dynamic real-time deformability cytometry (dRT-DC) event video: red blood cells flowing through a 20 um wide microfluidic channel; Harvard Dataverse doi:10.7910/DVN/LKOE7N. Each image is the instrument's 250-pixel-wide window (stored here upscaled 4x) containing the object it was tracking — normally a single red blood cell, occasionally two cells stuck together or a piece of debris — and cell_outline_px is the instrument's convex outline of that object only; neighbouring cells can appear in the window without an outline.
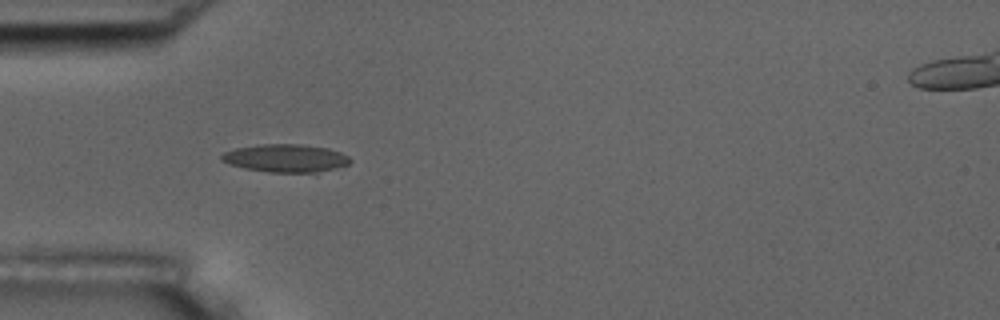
{"species": "common noctule bat (a hibernating species)", "species_latin": "Nyctalus noctula", "temperature_condition": "room temperature", "stored_images_in_passage": 38, "camera_frame_rate_fps": 3000, "um_per_image_px": 0.085, "animal": {"sex": "male", "body_mass_g": 17.5, "forearm_length_mm": 52.3}, "frame": {"image": 1, "passage_image": 6, "time_ms": 1.667, "image_size_px": [1000, 320], "cell_outline_px": [[352, 160], [348, 164], [336, 168], [316, 172], [268, 172], [244, 168], [220, 160], [220, 156], [224, 152], [236, 148], [260, 144], [300, 144], [328, 148], [340, 152], [348, 156]], "centroid_in_image_um": [24.28, 13.44], "position_along_channel_um": 60.7, "area_um2": 20.81}}
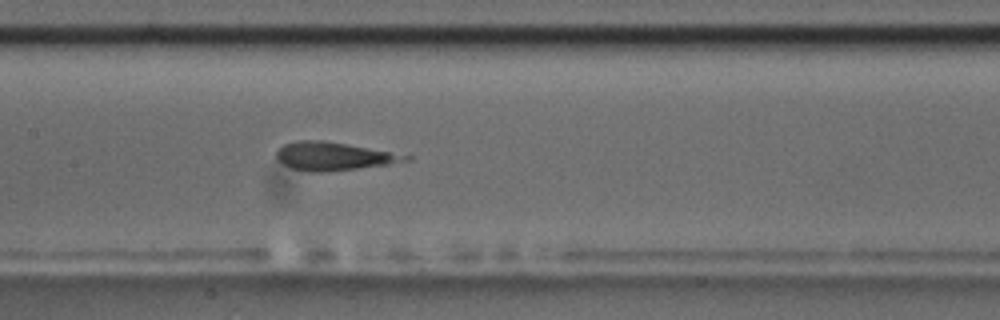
{"frame": {"image": 2, "passage_image": 16, "time_ms": 5.0, "image_size_px": [1000, 320], "cell_outline_px": [[412, 160], [388, 164], [328, 172], [308, 172], [292, 168], [276, 160], [276, 152], [284, 144], [296, 140], [320, 140], [344, 144], [412, 156]], "centroid_in_image_um": [28.3, 13.29], "position_along_channel_um": 179.1, "area_um2": 20.92}}